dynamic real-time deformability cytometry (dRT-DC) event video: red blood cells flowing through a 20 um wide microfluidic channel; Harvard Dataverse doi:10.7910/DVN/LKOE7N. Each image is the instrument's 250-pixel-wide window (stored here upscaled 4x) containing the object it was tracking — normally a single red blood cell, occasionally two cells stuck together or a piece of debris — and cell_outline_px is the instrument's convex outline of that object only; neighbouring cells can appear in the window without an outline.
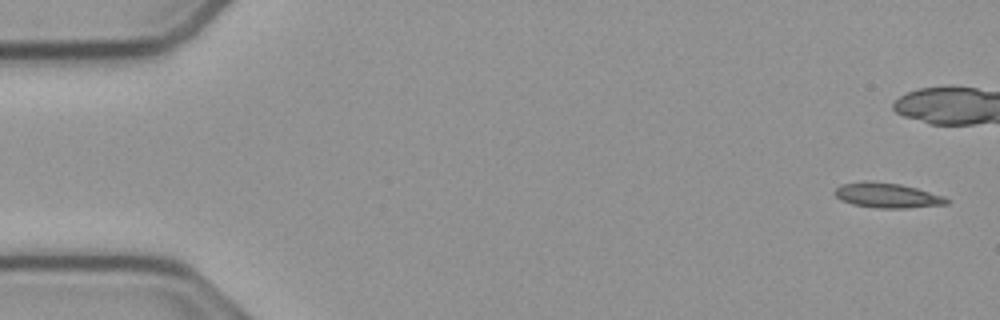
{"species": "common noctule bat (a hibernating species)", "species_latin": "Nyctalus noctula", "temperature_condition": "cold", "stored_images_in_passage": 45, "camera_frame_rate_fps": 3000, "um_per_image_px": 0.085, "animal": {"sex": "male", "body_mass_g": 23.1, "forearm_length_mm": 52.7}, "frame": {"image": 1, "passage_image": 1, "time_ms": 0.0, "image_size_px": [1000, 320], "cell_outline_px": [[948, 204], [908, 208], [876, 208], [852, 204], [840, 200], [832, 192], [840, 184], [864, 180], [872, 180], [900, 184], [916, 188], [944, 196], [948, 200]], "centroid_in_image_um": [75.35, 16.59], "position_along_channel_um": 9.6, "area_um2": 16.47}}
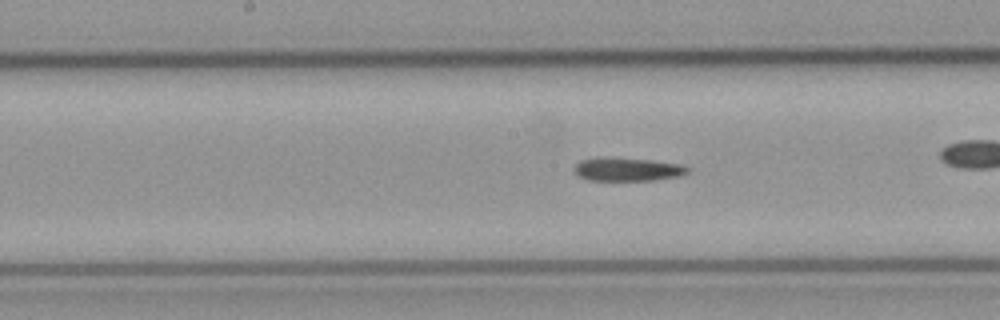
{"frame": {"image": 2, "passage_image": 26, "time_ms": 8.333, "image_size_px": [1000, 320], "cell_outline_px": [[692, 168], [688, 172], [680, 176], [656, 180], [588, 180], [576, 176], [572, 168], [580, 160], [600, 156], [604, 156], [652, 160], [680, 164]], "centroid_in_image_um": [53.29, 14.38], "position_along_channel_um": 194.9, "area_um2": 15.9}}
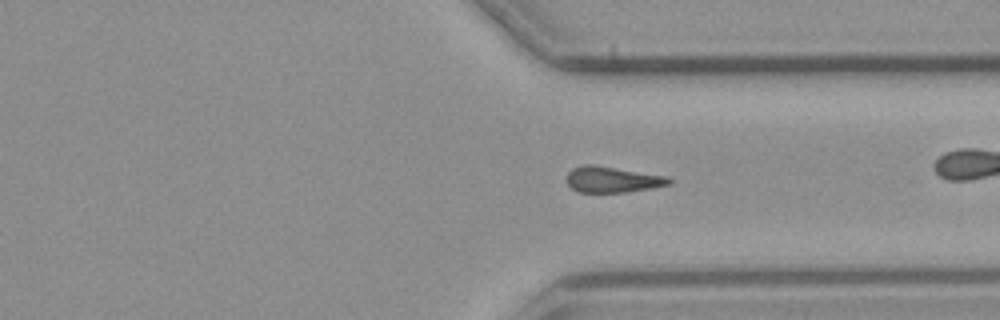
{"frame": {"image": 3, "passage_image": 39, "time_ms": 12.667, "image_size_px": [1000, 320], "cell_outline_px": [[672, 184], [652, 188], [624, 192], [580, 192], [572, 188], [568, 184], [568, 172], [572, 168], [584, 164], [592, 164], [668, 176], [672, 180]], "centroid_in_image_um": [52.09, 15.25], "position_along_channel_um": 359.3, "area_um2": 15.43}}